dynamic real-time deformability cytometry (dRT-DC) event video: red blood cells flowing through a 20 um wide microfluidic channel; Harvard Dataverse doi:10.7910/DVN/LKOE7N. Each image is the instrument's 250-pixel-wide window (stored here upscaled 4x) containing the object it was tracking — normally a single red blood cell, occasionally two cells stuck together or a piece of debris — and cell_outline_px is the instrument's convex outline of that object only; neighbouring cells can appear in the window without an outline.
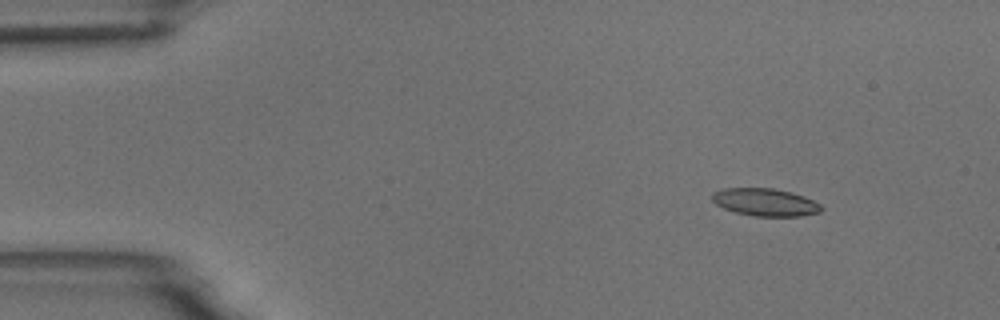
{"species": "common noctule bat (a hibernating species)", "species_latin": "Nyctalus noctula", "temperature_condition": "room temperature", "stored_images_in_passage": 5, "camera_frame_rate_fps": 3000, "um_per_image_px": 0.085, "animal": {"sex": "male", "body_mass_g": 18.8}, "frame": {"image": 1, "passage_image": 2, "time_ms": 2.0, "image_size_px": [1000, 320], "cell_outline_px": [[824, 208], [820, 212], [800, 216], [756, 216], [736, 212], [724, 208], [716, 204], [712, 200], [712, 192], [724, 188], [772, 188], [792, 192], [804, 196], [820, 204]], "centroid_in_image_um": [65.05, 17.18], "position_along_channel_um": 20.0, "area_um2": 17.51}}
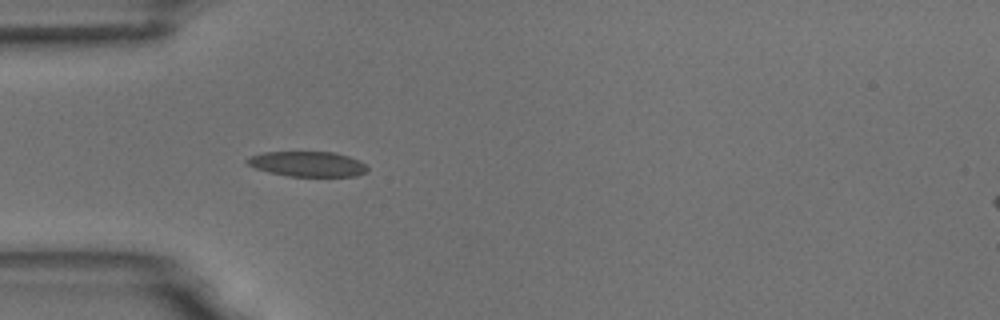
{"frame": {"image": 2, "passage_image": 5, "time_ms": 5.333, "image_size_px": [1000, 320], "cell_outline_px": [[368, 172], [356, 176], [288, 176], [268, 172], [256, 168], [248, 164], [244, 160], [252, 156], [264, 152], [332, 152], [348, 156], [360, 160], [368, 168]], "centroid_in_image_um": [26.17, 13.94], "position_along_channel_um": 58.8, "area_um2": 17.57}}